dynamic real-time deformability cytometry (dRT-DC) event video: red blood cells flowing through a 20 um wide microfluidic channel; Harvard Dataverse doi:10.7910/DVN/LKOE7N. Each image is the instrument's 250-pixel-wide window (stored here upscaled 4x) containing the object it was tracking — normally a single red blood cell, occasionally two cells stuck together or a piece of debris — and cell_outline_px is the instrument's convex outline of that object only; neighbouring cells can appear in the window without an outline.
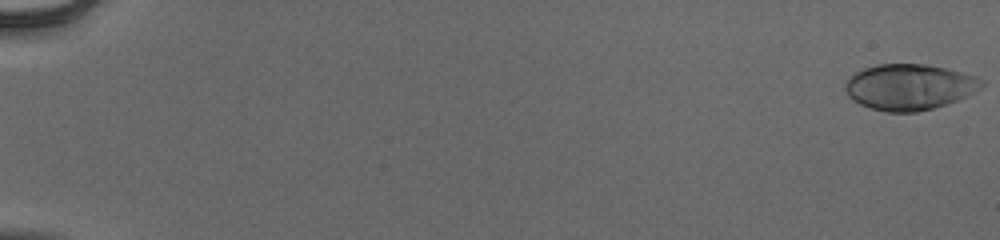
{"species": "human", "species_latin": "Homo sapiens", "temperature_condition": "cold", "stored_images_in_passage": 50, "camera_frame_rate_fps": 3000, "um_per_image_px": 0.085, "donor": {"sex": "male"}, "frame": {"image": 1, "passage_image": 1, "time_ms": 0.0, "image_size_px": [1000, 240], "cell_outline_px": [[984, 84], [980, 88], [956, 100], [932, 108], [916, 112], [888, 112], [872, 108], [860, 104], [852, 100], [848, 96], [844, 88], [844, 84], [856, 72], [864, 68], [876, 64], [924, 64], [944, 68], [976, 76], [984, 80]], "centroid_in_image_um": [77.26, 7.38], "position_along_channel_um": 7.7, "area_um2": 36.07}}
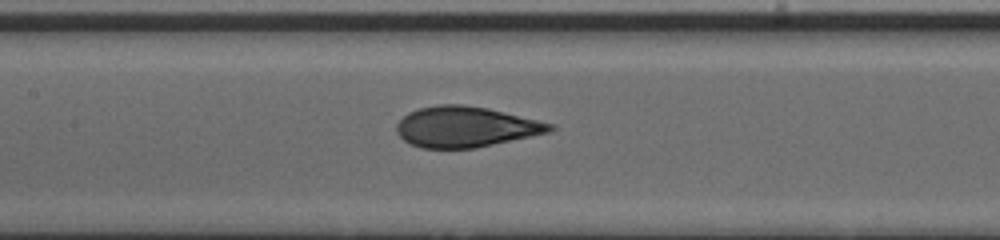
{"frame": {"image": 2, "passage_image": 29, "time_ms": 9.333, "image_size_px": [1000, 240], "cell_outline_px": [[556, 128], [548, 132], [492, 144], [472, 148], [424, 148], [412, 144], [404, 140], [396, 132], [396, 124], [408, 112], [420, 108], [440, 104], [460, 104], [488, 108], [556, 124]], "centroid_in_image_um": [39.57, 10.77], "position_along_channel_um": 167.8, "area_um2": 35.95}}
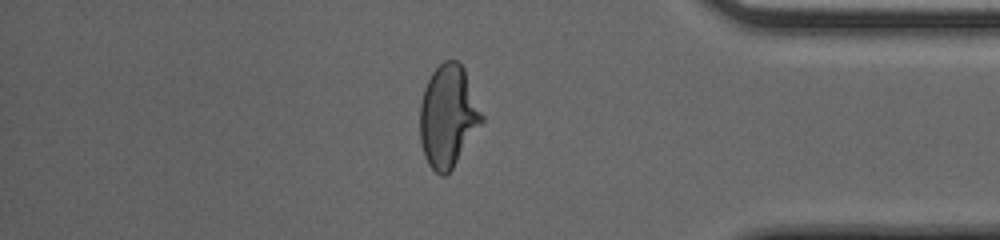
{"frame": {"image": 3, "passage_image": 48, "time_ms": 15.667, "image_size_px": [1000, 240], "cell_outline_px": [[484, 120], [452, 168], [444, 176], [440, 176], [428, 164], [424, 156], [420, 140], [420, 104], [424, 88], [432, 72], [444, 60], [460, 60], [464, 68], [484, 116]], "centroid_in_image_um": [38.08, 9.85], "position_along_channel_um": 397.1, "area_um2": 36.76}, "authors_computed_cell_mechanics": {"area_um2": 36.0094, "velocity_mm_per_s": 3.9278, "shape_relaxation_time_tau1_ms": 5.7819, "shape_relaxation_time_tau2_ms": null, "deformation_change_tau1": 0.2153, "deformation_change_tau2": null}}